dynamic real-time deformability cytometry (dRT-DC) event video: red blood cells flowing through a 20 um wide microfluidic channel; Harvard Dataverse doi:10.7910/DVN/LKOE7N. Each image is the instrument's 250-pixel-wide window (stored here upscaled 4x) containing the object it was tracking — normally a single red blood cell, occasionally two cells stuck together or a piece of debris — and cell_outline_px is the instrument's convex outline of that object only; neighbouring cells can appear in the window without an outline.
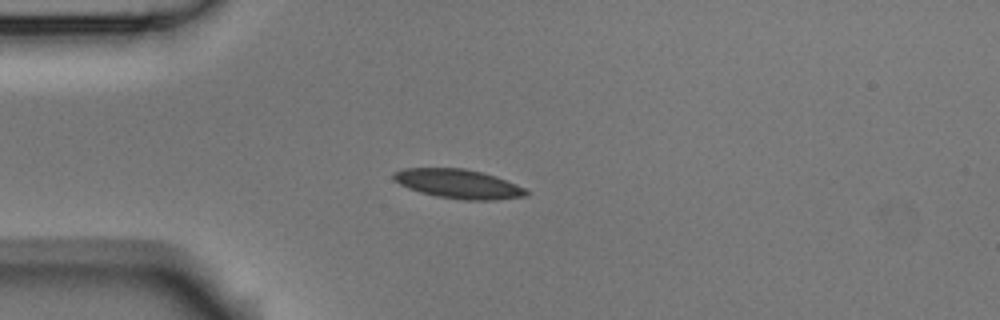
{"species": "Egyptian fruit bat (a non-hibernating species)", "species_latin": "Rousettus aegyptiacus", "temperature_condition": "room temperature", "stored_images_in_passage": 2, "camera_frame_rate_fps": 3000, "um_per_image_px": 0.085, "animal": {"sex": "male"}, "frame": {"image": 1, "passage_image": 2, "time_ms": 0.333, "image_size_px": [1000, 320], "cell_outline_px": [[528, 196], [496, 200], [464, 200], [436, 196], [420, 192], [408, 188], [400, 184], [392, 176], [392, 172], [404, 168], [464, 168], [496, 176], [516, 184], [524, 188], [528, 192]], "centroid_in_image_um": [38.96, 15.63], "position_along_channel_um": 46.0, "area_um2": 22.54}}